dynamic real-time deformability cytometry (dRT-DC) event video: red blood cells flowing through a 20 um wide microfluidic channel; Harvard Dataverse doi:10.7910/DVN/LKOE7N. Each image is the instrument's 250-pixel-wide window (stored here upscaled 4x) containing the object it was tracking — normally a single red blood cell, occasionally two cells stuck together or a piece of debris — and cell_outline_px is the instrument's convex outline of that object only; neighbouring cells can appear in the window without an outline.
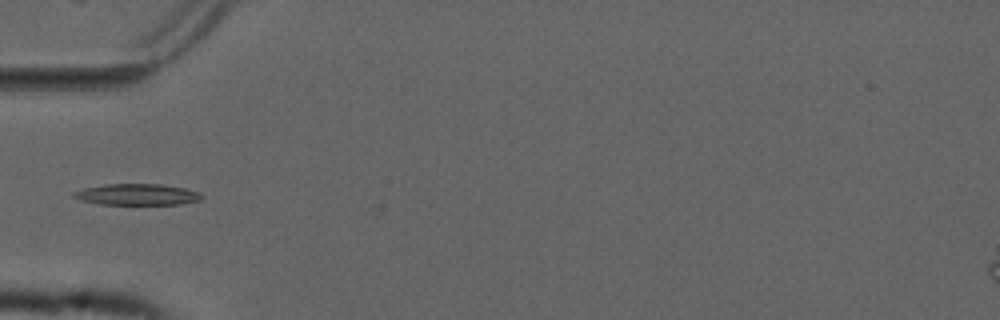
{"species": "common noctule bat (a hibernating species)", "species_latin": "Nyctalus noctula", "temperature_condition": "cold", "stored_images_in_passage": 5, "camera_frame_rate_fps": 3000, "um_per_image_px": 0.085, "animal": {"sex": "male", "forearm_length_mm": 52.5}, "frame": {"image": 1, "passage_image": 5, "time_ms": 1.333, "image_size_px": [1000, 320], "cell_outline_px": [[204, 196], [200, 200], [180, 204], [100, 204], [80, 200], [72, 196], [72, 192], [84, 188], [104, 184], [160, 184], [184, 188], [200, 192]], "centroid_in_image_um": [11.65, 16.53], "position_along_channel_um": 73.4, "area_um2": 15.84}}